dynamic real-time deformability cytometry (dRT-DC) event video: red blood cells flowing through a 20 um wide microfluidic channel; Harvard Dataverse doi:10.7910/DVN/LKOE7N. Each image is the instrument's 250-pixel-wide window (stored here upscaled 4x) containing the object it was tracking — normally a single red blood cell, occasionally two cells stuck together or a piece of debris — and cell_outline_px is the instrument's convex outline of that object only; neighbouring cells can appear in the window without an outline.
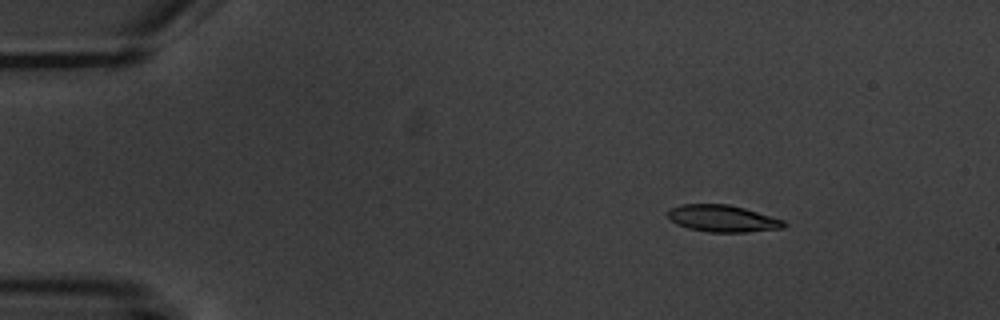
{"species": "common noctule bat (a hibernating species)", "species_latin": "Nyctalus noctula", "temperature_condition": "warm", "stored_images_in_passage": 7, "camera_frame_rate_fps": 3000, "um_per_image_px": 0.085, "animal": {"sex": "male", "body_mass_g": 20.1, "forearm_length_mm": 53.5}, "frame": {"image": 1, "passage_image": 2, "time_ms": 1.0, "image_size_px": [1000, 320], "cell_outline_px": [[788, 224], [784, 228], [744, 232], [708, 232], [688, 228], [676, 224], [668, 216], [668, 208], [684, 204], [728, 204], [744, 208], [784, 220]], "centroid_in_image_um": [61.42, 18.57], "position_along_channel_um": 23.6, "area_um2": 18.15}}
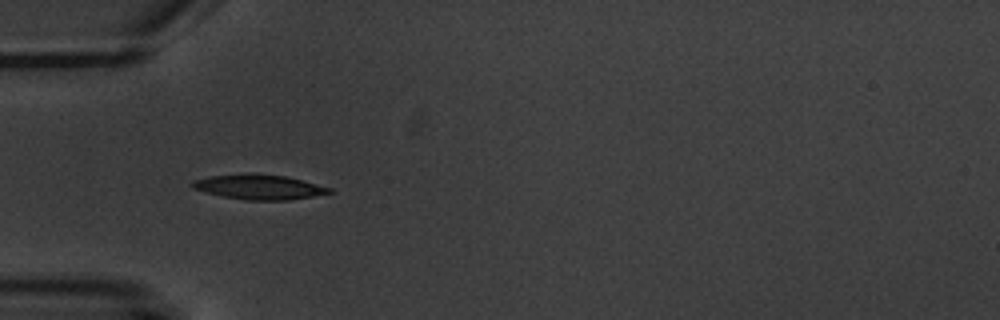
{"frame": {"image": 2, "passage_image": 4, "time_ms": 4.333, "image_size_px": [1000, 320], "cell_outline_px": [[332, 192], [312, 196], [288, 200], [244, 200], [224, 196], [192, 188], [188, 184], [192, 180], [208, 176], [252, 172], [288, 176], [332, 188]], "centroid_in_image_um": [21.99, 15.87], "position_along_channel_um": 63.0, "area_um2": 20.06}}
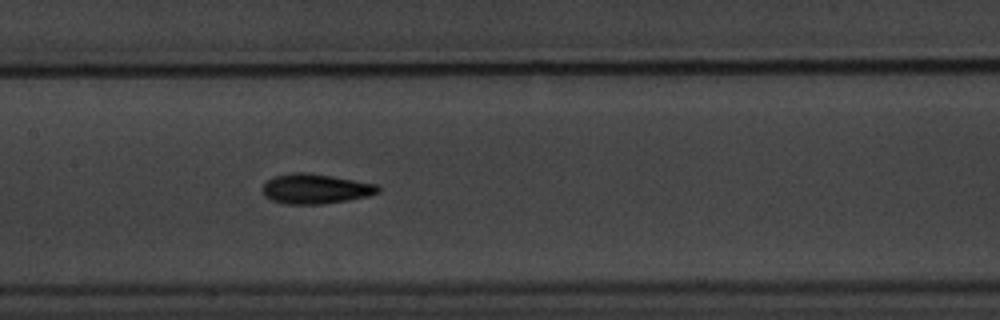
{"frame": {"image": 3, "passage_image": 7, "time_ms": 7.667, "image_size_px": [1000, 320], "cell_outline_px": [[380, 192], [368, 196], [348, 200], [320, 204], [284, 204], [272, 200], [264, 196], [260, 188], [268, 180], [276, 176], [292, 172], [304, 172], [332, 176], [380, 184]], "centroid_in_image_um": [26.82, 16.05], "position_along_channel_um": 180.6, "area_um2": 20.29}}